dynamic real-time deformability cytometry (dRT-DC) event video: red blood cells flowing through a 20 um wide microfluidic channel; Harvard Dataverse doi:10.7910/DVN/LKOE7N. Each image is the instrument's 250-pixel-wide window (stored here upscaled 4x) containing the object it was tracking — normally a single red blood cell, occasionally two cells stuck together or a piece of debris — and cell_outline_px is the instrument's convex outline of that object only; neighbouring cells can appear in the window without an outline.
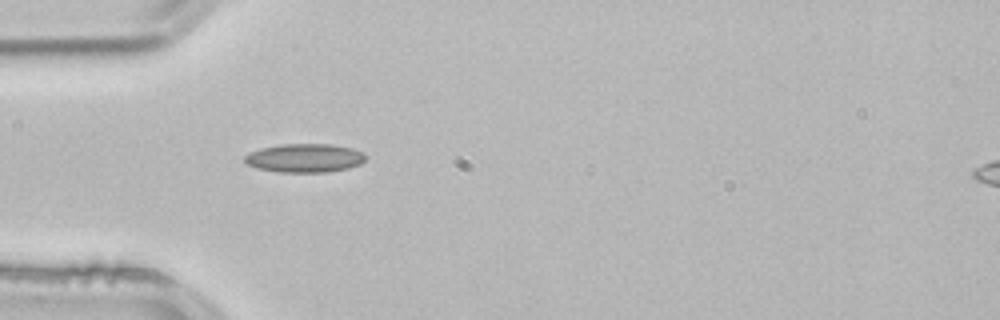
{"species": "common noctule bat (a hibernating species)", "species_latin": "Nyctalus noctula", "temperature_condition": "room temperature", "stored_images_in_passage": 1, "camera_frame_rate_fps": 3000, "um_per_image_px": 0.085, "animal": {"sex": "male", "body_mass_g": 21.5, "forearm_length_mm": 52.0}, "frame": {"image": 1, "passage_image": 1, "time_ms": 0.0, "image_size_px": [1000, 320], "cell_outline_px": [[364, 160], [360, 164], [348, 168], [328, 172], [280, 172], [256, 168], [248, 164], [244, 160], [244, 156], [248, 152], [260, 148], [280, 144], [332, 144], [352, 148], [360, 152], [364, 156]], "centroid_in_image_um": [25.85, 13.43], "position_along_channel_um": 59.2, "area_um2": 20.17}}